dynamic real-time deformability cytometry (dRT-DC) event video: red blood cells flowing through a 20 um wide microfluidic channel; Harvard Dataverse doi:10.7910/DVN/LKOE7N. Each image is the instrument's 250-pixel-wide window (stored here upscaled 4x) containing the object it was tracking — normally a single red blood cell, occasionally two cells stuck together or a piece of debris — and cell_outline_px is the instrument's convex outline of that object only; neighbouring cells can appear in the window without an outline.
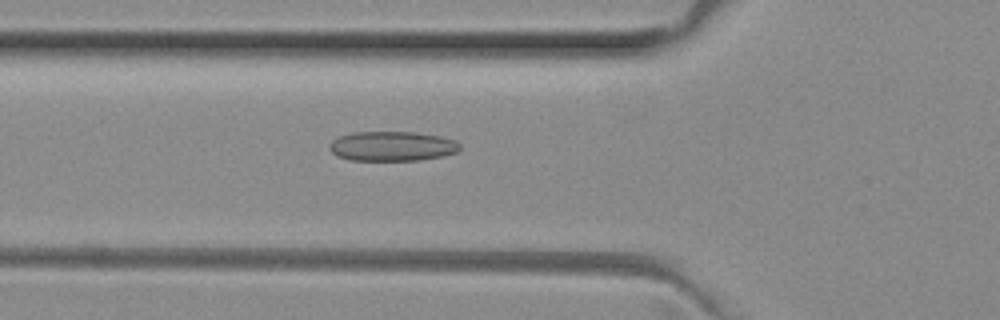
{"species": "common noctule bat (a hibernating species)", "species_latin": "Nyctalus noctula", "temperature_condition": "room temperature", "stored_images_in_passage": 38, "camera_frame_rate_fps": 3000, "um_per_image_px": 0.085, "animal": {"sex": "female", "body_mass_g": 29.2, "forearm_length_mm": 56.3}, "frame": {"image": 1, "passage_image": 7, "time_ms": 2.0, "image_size_px": [1000, 320], "cell_outline_px": [[460, 148], [456, 152], [444, 156], [420, 160], [348, 160], [336, 156], [328, 148], [328, 144], [332, 140], [340, 136], [352, 132], [416, 132], [440, 136], [456, 140], [460, 144]], "centroid_in_image_um": [33.32, 12.42], "position_along_channel_um": 92.5, "area_um2": 22.77}}
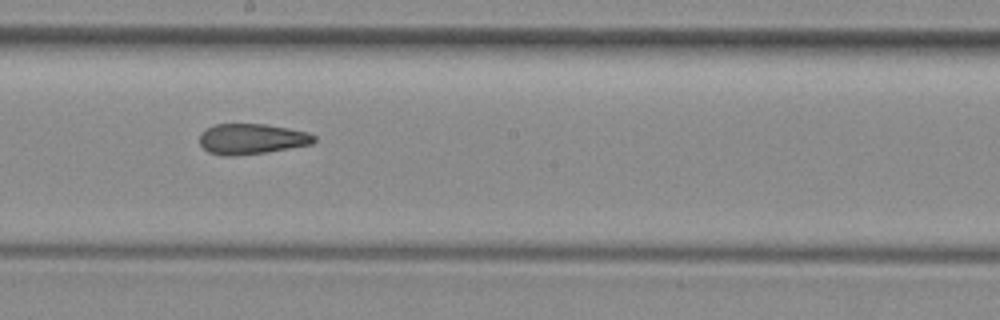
{"frame": {"image": 2, "passage_image": 17, "time_ms": 5.333, "image_size_px": [1000, 320], "cell_outline_px": [[316, 140], [312, 144], [264, 152], [232, 156], [224, 156], [208, 152], [200, 144], [200, 132], [204, 128], [216, 124], [264, 124], [288, 128], [308, 132], [316, 136]], "centroid_in_image_um": [21.36, 11.8], "position_along_channel_um": 226.8, "area_um2": 20.35}}
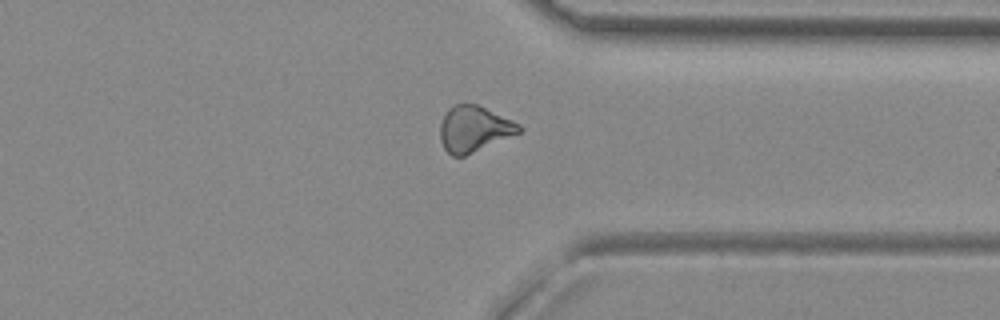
{"frame": {"image": 3, "passage_image": 28, "time_ms": 9.0, "image_size_px": [1000, 320], "cell_outline_px": [[524, 128], [520, 132], [464, 156], [452, 156], [444, 148], [440, 140], [440, 124], [448, 108], [452, 104], [476, 104], [512, 120], [520, 124]], "centroid_in_image_um": [40.27, 10.95], "position_along_channel_um": 371.1, "area_um2": 20.87}, "authors_computed_cell_mechanics": {"area_um2": 20.8369, "velocity_mm_per_s": 4.0127, "shape_relaxation_time_tau1_ms": null, "shape_relaxation_time_tau2_ms": 2.0018, "deformation_change_tau1": null, "deformation_change_tau2": 0.0951}}